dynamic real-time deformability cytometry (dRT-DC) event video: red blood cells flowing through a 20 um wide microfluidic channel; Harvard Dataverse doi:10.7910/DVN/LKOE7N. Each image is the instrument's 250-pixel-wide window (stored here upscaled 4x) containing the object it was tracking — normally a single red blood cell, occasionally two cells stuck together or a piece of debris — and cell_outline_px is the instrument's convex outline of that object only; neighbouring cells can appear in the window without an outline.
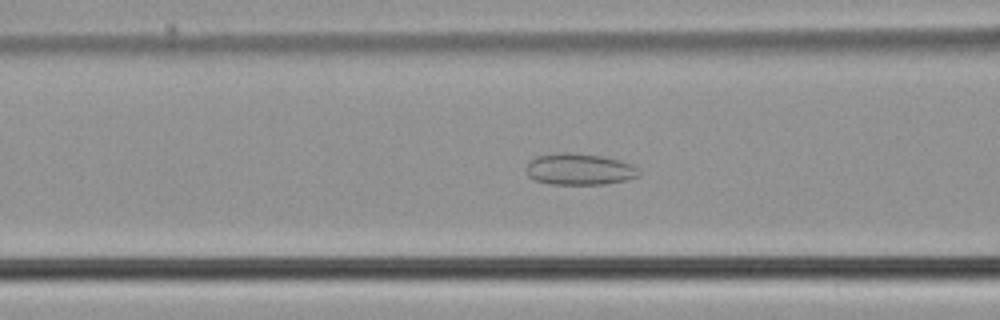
{"species": "common noctule bat (a hibernating species)", "species_latin": "Nyctalus noctula", "temperature_condition": "cold", "stored_images_in_passage": 40, "camera_frame_rate_fps": 3000, "um_per_image_px": 0.085, "animal": {"sex": "male", "body_mass_g": 21.5, "forearm_length_mm": 52.0}, "frame": {"image": 1, "passage_image": 13, "time_ms": 4.0, "image_size_px": [1000, 320], "cell_outline_px": [[640, 176], [628, 180], [604, 184], [552, 184], [536, 180], [528, 176], [528, 164], [536, 156], [564, 152], [568, 152], [604, 156], [632, 164], [640, 172]], "centroid_in_image_um": [49.3, 14.39], "position_along_channel_um": 117.3, "area_um2": 20.52}}
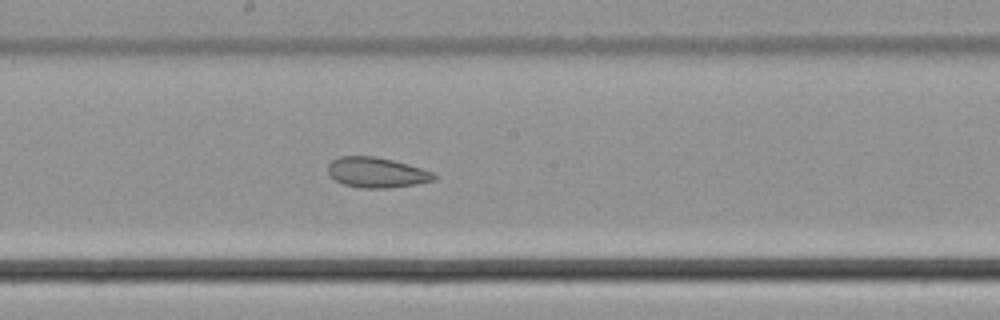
{"frame": {"image": 2, "passage_image": 21, "time_ms": 6.667, "image_size_px": [1000, 320], "cell_outline_px": [[436, 180], [416, 184], [388, 188], [360, 188], [344, 184], [336, 180], [328, 172], [328, 164], [332, 160], [340, 156], [372, 156], [392, 160], [408, 164], [432, 172], [436, 176]], "centroid_in_image_um": [32.01, 14.66], "position_along_channel_um": 216.2, "area_um2": 18.55}}
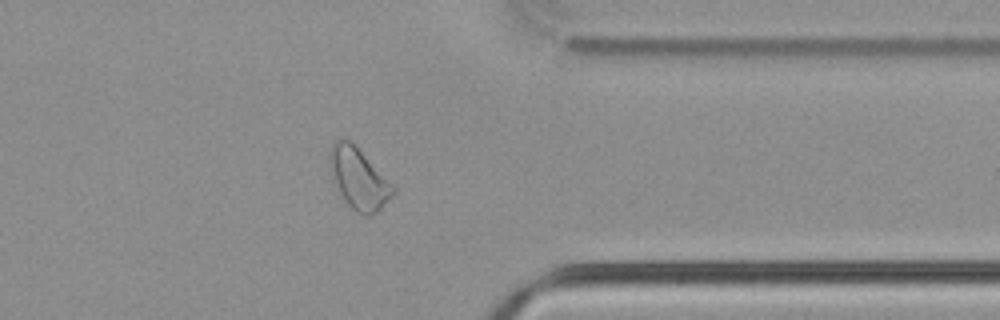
{"frame": {"image": 3, "passage_image": 35, "time_ms": 11.333, "image_size_px": [1000, 320], "cell_outline_px": [[396, 192], [376, 212], [368, 216], [364, 216], [356, 212], [344, 204], [332, 180], [328, 164], [328, 152], [332, 144], [336, 140], [344, 136], [396, 188]], "centroid_in_image_um": [30.41, 15.21], "position_along_channel_um": 381.0, "area_um2": 22.6}}